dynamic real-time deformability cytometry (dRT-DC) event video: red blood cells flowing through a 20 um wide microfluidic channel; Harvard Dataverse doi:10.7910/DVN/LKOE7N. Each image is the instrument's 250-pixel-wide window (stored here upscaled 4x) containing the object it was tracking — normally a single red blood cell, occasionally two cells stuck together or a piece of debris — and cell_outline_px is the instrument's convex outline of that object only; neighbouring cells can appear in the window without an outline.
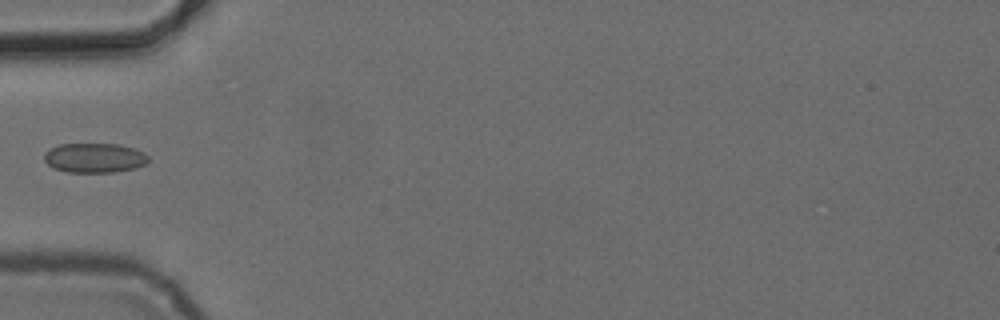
{"species": "common noctule bat (a hibernating species)", "species_latin": "Nyctalus noctula", "temperature_condition": "cold", "stored_images_in_passage": 4, "camera_frame_rate_fps": 3000, "um_per_image_px": 0.085, "animal": {"sex": "female", "body_mass_g": 24.6, "forearm_length_mm": 56.2}, "frame": {"image": 1, "passage_image": 4, "time_ms": 3.333, "image_size_px": [1000, 320], "cell_outline_px": [[148, 164], [136, 168], [116, 172], [64, 172], [52, 168], [44, 160], [44, 152], [60, 144], [120, 144], [144, 152], [148, 156]], "centroid_in_image_um": [8.04, 13.43], "position_along_channel_um": 77.0, "area_um2": 18.15}}